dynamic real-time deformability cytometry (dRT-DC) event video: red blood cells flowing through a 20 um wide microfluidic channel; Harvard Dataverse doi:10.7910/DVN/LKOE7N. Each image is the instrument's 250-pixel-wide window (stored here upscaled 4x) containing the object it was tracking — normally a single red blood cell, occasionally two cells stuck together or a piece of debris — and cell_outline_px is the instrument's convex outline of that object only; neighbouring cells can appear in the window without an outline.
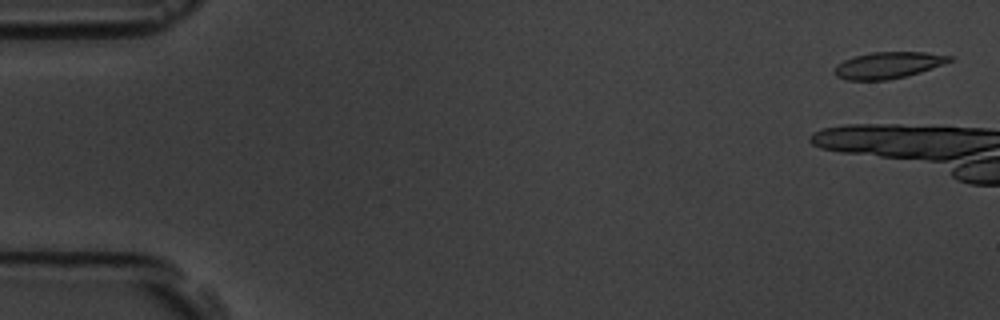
{"species": "common noctule bat (a hibernating species)", "species_latin": "Nyctalus noctula", "temperature_condition": "room temperature", "stored_images_in_passage": 5, "camera_frame_rate_fps": 3000, "um_per_image_px": 0.085, "animal": {"sex": "male", "body_mass_g": 19.5, "forearm_length_mm": 54.6}, "frame": {"image": 1, "passage_image": 1, "time_ms": 0.0, "image_size_px": [1000, 320], "cell_outline_px": [[952, 60], [944, 64], [920, 72], [888, 80], [844, 80], [836, 76], [832, 72], [836, 64], [844, 60], [856, 56], [872, 52], [924, 52], [952, 56]], "centroid_in_image_um": [75.44, 5.54], "position_along_channel_um": 9.6, "area_um2": 17.74}}